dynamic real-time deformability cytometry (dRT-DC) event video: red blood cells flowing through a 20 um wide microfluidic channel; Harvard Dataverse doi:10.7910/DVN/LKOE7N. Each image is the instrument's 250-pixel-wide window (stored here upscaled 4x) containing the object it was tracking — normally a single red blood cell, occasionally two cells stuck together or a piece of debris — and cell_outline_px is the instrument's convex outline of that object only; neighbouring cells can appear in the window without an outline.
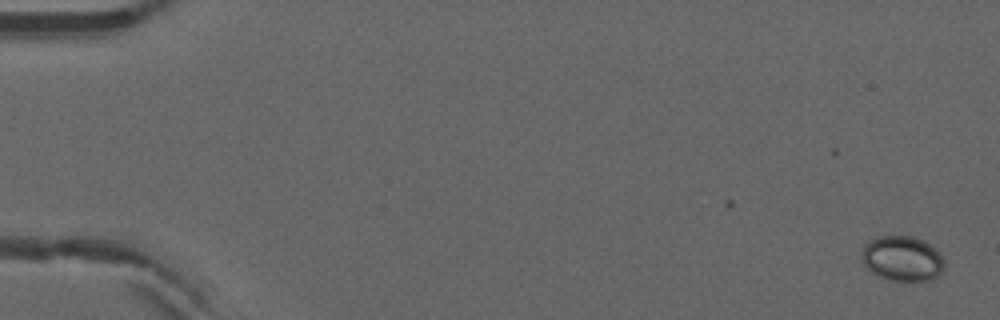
{"species": "common noctule bat (a hibernating species)", "species_latin": "Nyctalus noctula", "temperature_condition": "warm", "stored_images_in_passage": 46, "camera_frame_rate_fps": 3000, "um_per_image_px": 0.085, "animal": {"sex": "male", "forearm_length_mm": 52.5}, "frame": {"image": 1, "passage_image": 1, "time_ms": 0.0, "image_size_px": [1000, 320], "cell_outline_px": [[944, 268], [940, 276], [932, 280], [892, 280], [876, 276], [860, 260], [860, 252], [864, 244], [868, 240], [876, 236], [912, 236], [924, 240], [936, 248], [940, 252], [944, 260]], "centroid_in_image_um": [76.68, 21.96], "position_along_channel_um": 8.3, "area_um2": 22.25}}
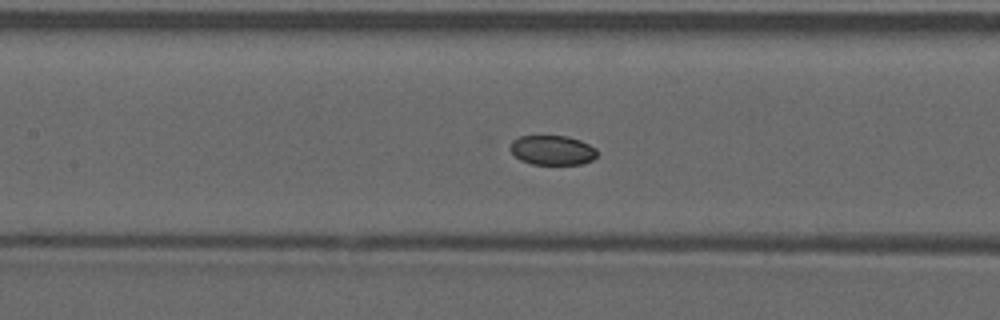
{"frame": {"image": 2, "passage_image": 25, "time_ms": 8.0, "image_size_px": [1000, 320], "cell_outline_px": [[596, 156], [592, 160], [580, 164], [532, 164], [520, 160], [508, 148], [512, 140], [520, 136], [568, 136], [580, 140], [596, 148]], "centroid_in_image_um": [46.92, 12.76], "position_along_channel_um": 160.5, "area_um2": 14.97}}
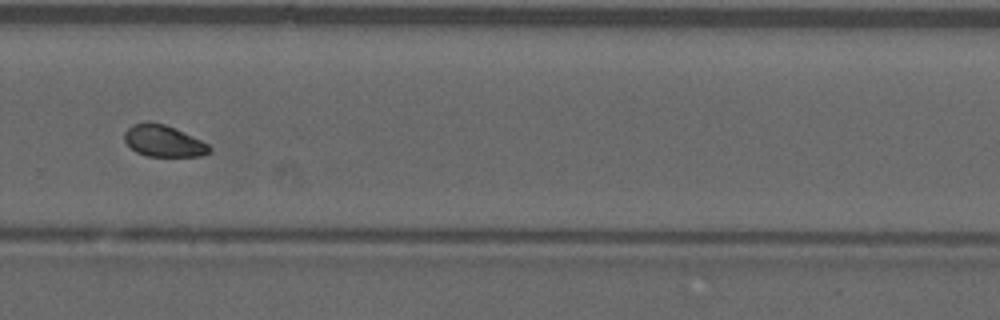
{"frame": {"image": 3, "passage_image": 37, "time_ms": 12.0, "image_size_px": [1000, 320], "cell_outline_px": [[212, 152], [200, 156], [148, 156], [136, 152], [124, 140], [124, 132], [128, 128], [144, 120], [148, 120], [164, 124], [200, 140], [208, 144], [212, 148]], "centroid_in_image_um": [13.89, 11.98], "position_along_channel_um": 315.9, "area_um2": 15.55}, "authors_computed_cell_mechanics": {"area_um2": 16.3574, "velocity_mm_per_s": 3.9, "shape_relaxation_time_tau1_ms": 0.9714, "shape_relaxation_time_tau2_ms": null, "deformation_change_tau1": 0.0413, "deformation_change_tau2": null}}